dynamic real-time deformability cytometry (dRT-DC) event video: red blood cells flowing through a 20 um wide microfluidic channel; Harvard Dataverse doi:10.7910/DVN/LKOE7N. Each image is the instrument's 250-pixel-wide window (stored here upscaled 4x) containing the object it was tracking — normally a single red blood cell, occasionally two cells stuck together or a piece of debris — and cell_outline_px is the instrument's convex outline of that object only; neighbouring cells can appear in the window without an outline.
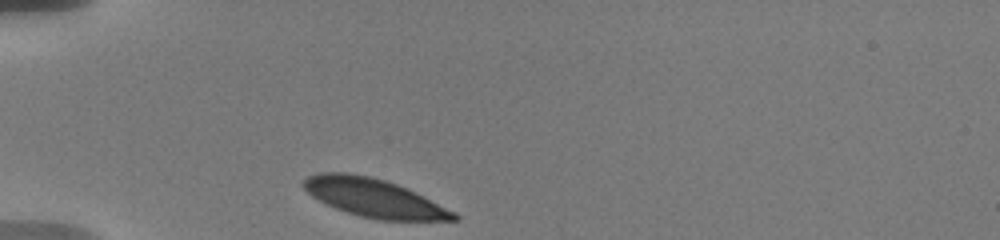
{"species": "human", "species_latin": "Homo sapiens", "temperature_condition": "warm", "stored_images_in_passage": 3, "camera_frame_rate_fps": 3000, "um_per_image_px": 0.085, "donor": {"sex": "male"}, "frame": {"image": 1, "passage_image": 1, "time_ms": 0.0, "image_size_px": [1000, 240], "cell_outline_px": [[460, 220], [380, 220], [360, 216], [324, 204], [312, 196], [300, 184], [308, 176], [320, 172], [348, 172], [368, 176], [384, 180], [396, 184], [456, 212], [460, 216]], "centroid_in_image_um": [31.75, 16.82], "position_along_channel_um": 53.2, "area_um2": 33.29}}
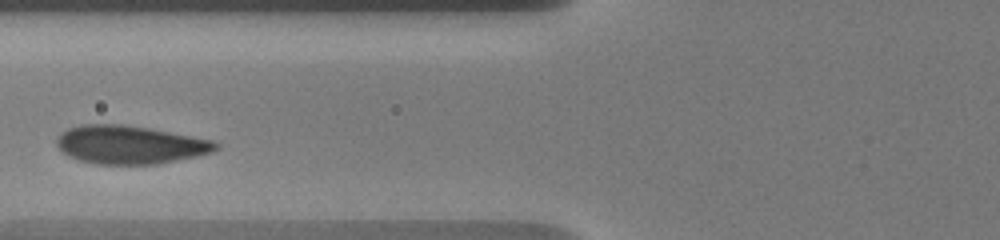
{"frame": {"image": 2, "passage_image": 3, "time_ms": 2.333, "image_size_px": [1000, 240], "cell_outline_px": [[220, 148], [212, 152], [196, 156], [156, 164], [96, 164], [80, 160], [68, 156], [56, 144], [56, 140], [60, 132], [68, 128], [80, 124], [124, 124], [148, 128], [212, 140], [220, 144]], "centroid_in_image_um": [11.03, 12.29], "position_along_channel_um": 114.8, "area_um2": 35.43}}